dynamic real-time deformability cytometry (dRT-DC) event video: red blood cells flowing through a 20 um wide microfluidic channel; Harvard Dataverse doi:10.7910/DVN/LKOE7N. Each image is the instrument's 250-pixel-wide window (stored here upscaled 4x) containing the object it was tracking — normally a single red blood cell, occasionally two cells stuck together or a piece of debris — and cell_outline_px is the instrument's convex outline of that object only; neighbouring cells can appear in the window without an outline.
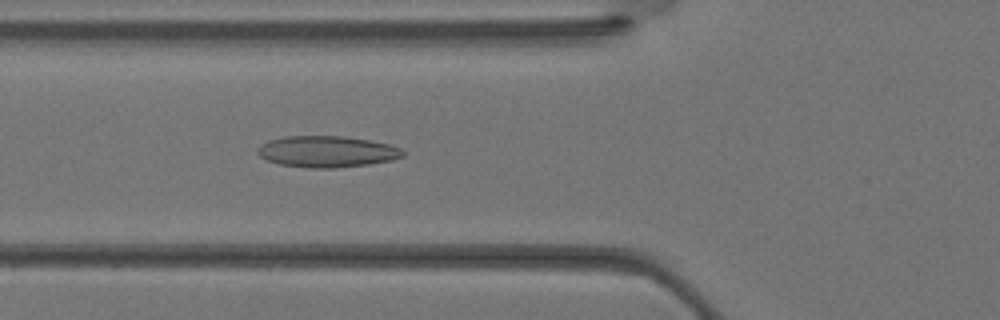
{"species": "Egyptian fruit bat (a non-hibernating species)", "species_latin": "Rousettus aegyptiacus", "temperature_condition": "warm", "stored_images_in_passage": 36, "camera_frame_rate_fps": 3000, "um_per_image_px": 0.085, "animal": {"sex": "female"}, "frame": {"image": 1, "passage_image": 13, "time_ms": 4.0, "image_size_px": [1000, 320], "cell_outline_px": [[404, 156], [392, 160], [368, 164], [332, 168], [312, 168], [280, 164], [268, 160], [260, 156], [256, 152], [256, 148], [260, 144], [268, 140], [288, 136], [344, 136], [368, 140], [388, 144], [400, 148], [404, 152]], "centroid_in_image_um": [27.76, 12.88], "position_along_channel_um": 98.0, "area_um2": 26.41}}
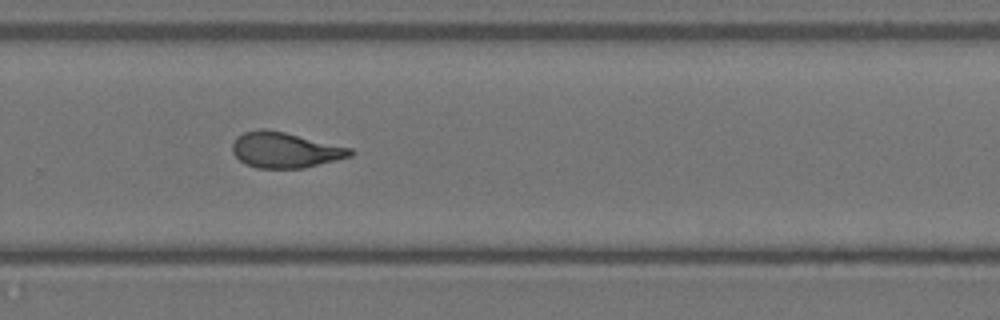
{"frame": {"image": 2, "passage_image": 24, "time_ms": 7.667, "image_size_px": [1000, 320], "cell_outline_px": [[356, 152], [352, 156], [304, 168], [256, 168], [244, 164], [232, 152], [232, 144], [236, 136], [244, 132], [260, 128], [284, 132], [352, 148]], "centroid_in_image_um": [24.22, 12.75], "position_along_channel_um": 305.6, "area_um2": 24.51}}
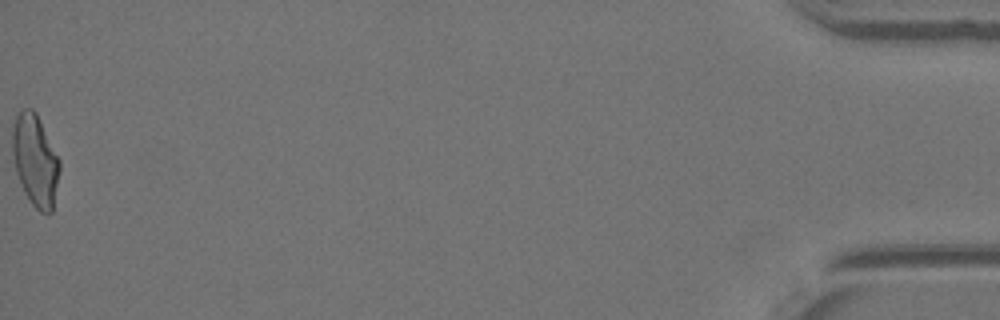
{"frame": {"image": 3, "passage_image": 36, "time_ms": 11.667, "image_size_px": [1000, 320], "cell_outline_px": [[60, 168], [52, 212], [48, 216], [40, 212], [32, 204], [24, 192], [16, 172], [12, 156], [12, 124], [20, 108], [32, 108], [36, 112], [60, 160]], "centroid_in_image_um": [2.98, 13.62], "position_along_channel_um": 432.2, "area_um2": 25.43}}